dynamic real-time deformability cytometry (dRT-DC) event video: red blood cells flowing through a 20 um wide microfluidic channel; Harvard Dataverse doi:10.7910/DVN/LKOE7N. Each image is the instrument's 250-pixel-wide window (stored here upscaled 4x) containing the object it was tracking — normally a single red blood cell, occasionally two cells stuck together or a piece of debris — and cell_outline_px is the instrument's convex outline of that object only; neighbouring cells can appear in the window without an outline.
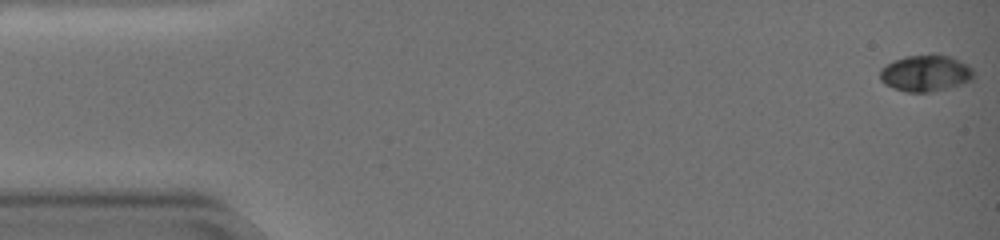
{"species": "common noctule bat (a hibernating species)", "species_latin": "Nyctalus noctula", "temperature_condition": "warm", "stored_images_in_passage": 54, "camera_frame_rate_fps": 3000, "um_per_image_px": 0.085, "animal": {"sex": "female", "body_mass_g": 19.0, "forearm_length_mm": 51.5}, "frame": {"image": 1, "passage_image": 1, "time_ms": 0.0, "image_size_px": [1000, 240], "cell_outline_px": [[976, 72], [972, 80], [960, 84], [928, 92], [908, 92], [892, 88], [884, 84], [880, 80], [880, 68], [904, 56], [952, 56], [968, 64]], "centroid_in_image_um": [78.68, 6.23], "position_along_channel_um": 6.3, "area_um2": 19.65}}
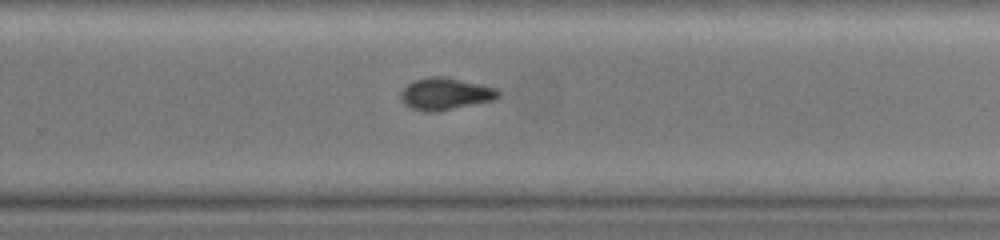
{"frame": {"image": 2, "passage_image": 37, "time_ms": 12.0, "image_size_px": [1000, 240], "cell_outline_px": [[500, 96], [492, 100], [436, 112], [424, 112], [412, 108], [404, 104], [400, 96], [400, 92], [408, 84], [416, 80], [432, 76], [444, 76], [480, 84], [496, 88], [500, 92]], "centroid_in_image_um": [37.84, 7.98], "position_along_channel_um": 292.0, "area_um2": 18.03}}
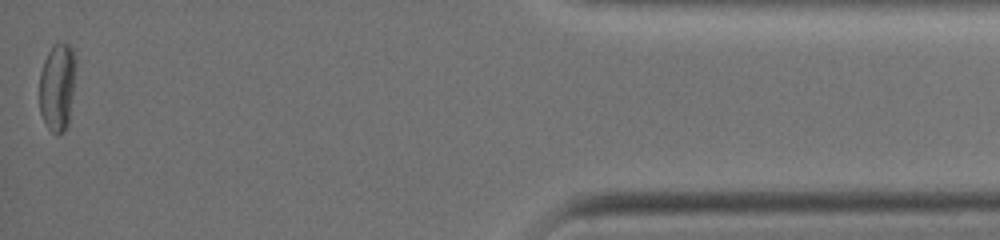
{"frame": {"image": 3, "passage_image": 54, "time_ms": 17.667, "image_size_px": [1000, 240], "cell_outline_px": [[76, 64], [68, 124], [64, 132], [56, 136], [48, 128], [40, 112], [40, 72], [44, 60], [52, 44], [56, 40], [60, 40], [68, 44], [72, 48], [76, 56]], "centroid_in_image_um": [4.88, 7.33], "position_along_channel_um": 430.3, "area_um2": 18.9}, "authors_computed_cell_mechanics": {"area_um2": 19.3341, "velocity_mm_per_s": 3.604, "shape_relaxation_time_tau1_ms": null, "shape_relaxation_time_tau2_ms": 2.3899, "deformation_change_tau1": null, "deformation_change_tau2": 0.0499}}